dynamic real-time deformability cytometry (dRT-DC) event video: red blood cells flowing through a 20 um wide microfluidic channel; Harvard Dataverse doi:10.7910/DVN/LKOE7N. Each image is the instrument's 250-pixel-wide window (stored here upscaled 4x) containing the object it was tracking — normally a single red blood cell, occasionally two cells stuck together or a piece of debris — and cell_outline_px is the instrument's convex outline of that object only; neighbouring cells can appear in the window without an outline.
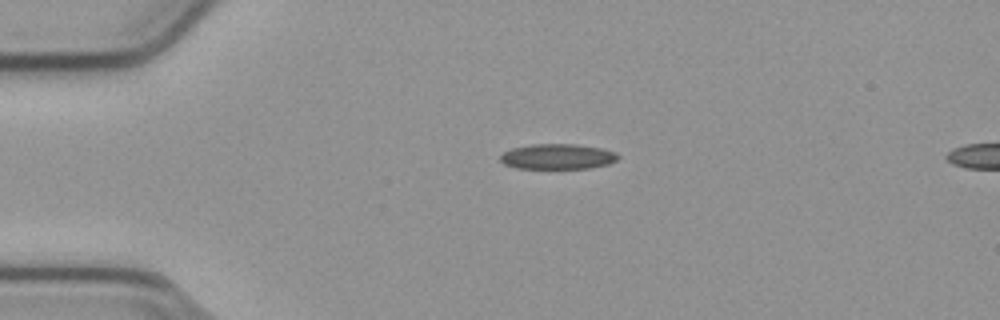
{"species": "common noctule bat (a hibernating species)", "species_latin": "Nyctalus noctula", "temperature_condition": "cold", "stored_images_in_passage": 43, "camera_frame_rate_fps": 3000, "um_per_image_px": 0.085, "animal": {"sex": "male", "body_mass_g": 23.1, "forearm_length_mm": 52.7}, "frame": {"image": 1, "passage_image": 1, "time_ms": 0.0, "image_size_px": [1000, 320], "cell_outline_px": [[620, 156], [616, 160], [608, 164], [588, 168], [516, 168], [504, 164], [500, 160], [500, 156], [504, 152], [512, 148], [532, 144], [576, 144], [600, 148], [616, 152]], "centroid_in_image_um": [47.39, 13.3], "position_along_channel_um": 37.6, "area_um2": 17.28}}
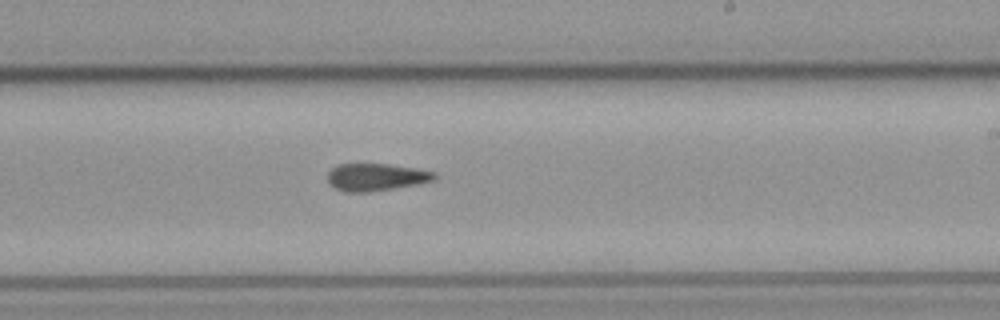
{"frame": {"image": 2, "passage_image": 21, "time_ms": 6.667, "image_size_px": [1000, 320], "cell_outline_px": [[436, 176], [432, 180], [416, 184], [368, 192], [344, 192], [336, 188], [328, 180], [328, 172], [336, 164], [388, 164], [416, 168], [436, 172]], "centroid_in_image_um": [31.94, 15.04], "position_along_channel_um": 257.1, "area_um2": 16.82}}
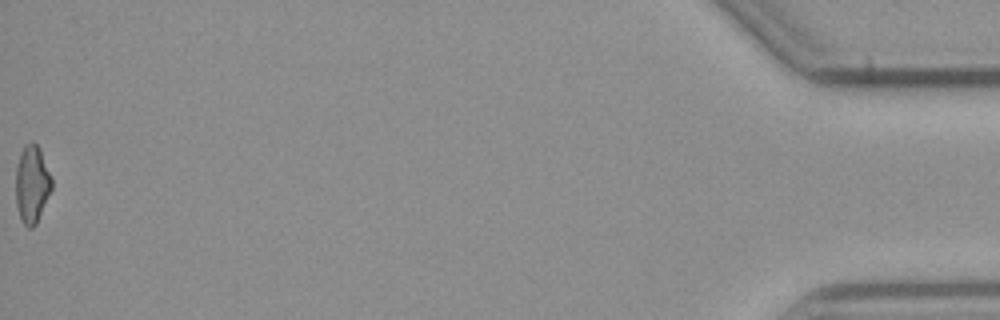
{"frame": {"image": 3, "passage_image": 43, "time_ms": 14.0, "image_size_px": [1000, 320], "cell_outline_px": [[52, 188], [36, 224], [32, 228], [28, 228], [20, 220], [16, 204], [16, 168], [20, 152], [24, 144], [32, 140], [40, 148], [52, 180]], "centroid_in_image_um": [2.7, 15.64], "position_along_channel_um": 432.5, "area_um2": 16.36}, "authors_computed_cell_mechanics": {"area_um2": 17.051, "velocity_mm_per_s": 3.811, "shape_relaxation_time_tau1_ms": null, "shape_relaxation_time_tau2_ms": 5.9023, "deformation_change_tau1": null, "deformation_change_tau2": 0.1561}}